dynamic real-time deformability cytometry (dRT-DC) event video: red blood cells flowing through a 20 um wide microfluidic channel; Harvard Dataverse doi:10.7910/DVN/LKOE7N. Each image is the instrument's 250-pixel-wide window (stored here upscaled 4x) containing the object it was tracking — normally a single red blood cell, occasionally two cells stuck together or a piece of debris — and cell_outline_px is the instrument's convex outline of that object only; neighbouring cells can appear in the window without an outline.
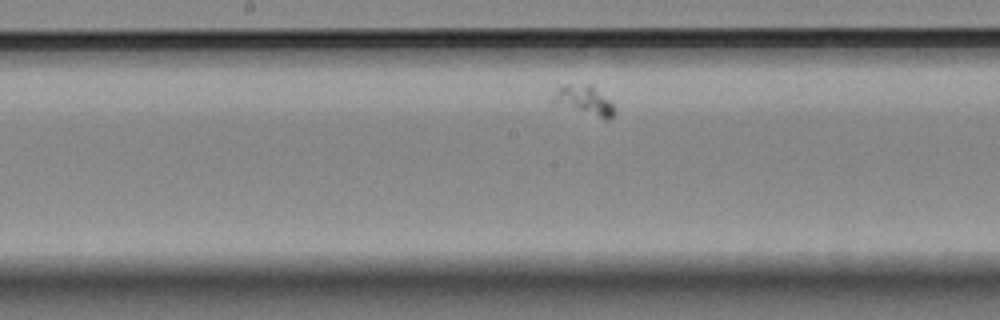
{"species": "Egyptian fruit bat (a non-hibernating species)", "species_latin": "Rousettus aegyptiacus", "temperature_condition": "room temperature", "stored_images_in_passage": 35, "camera_frame_rate_fps": 3000, "um_per_image_px": 0.085, "animal": {"sex": "female"}, "frame": {"image": 1, "passage_image": 16, "time_ms": 5.0, "image_size_px": [1000, 320], "cell_outline_px": [[616, 112], [608, 120], [604, 120], [552, 100], [556, 88], [564, 84], [592, 84], [616, 108]], "centroid_in_image_um": [49.72, 8.5], "position_along_channel_um": 198.5, "area_um2": 10.17}}